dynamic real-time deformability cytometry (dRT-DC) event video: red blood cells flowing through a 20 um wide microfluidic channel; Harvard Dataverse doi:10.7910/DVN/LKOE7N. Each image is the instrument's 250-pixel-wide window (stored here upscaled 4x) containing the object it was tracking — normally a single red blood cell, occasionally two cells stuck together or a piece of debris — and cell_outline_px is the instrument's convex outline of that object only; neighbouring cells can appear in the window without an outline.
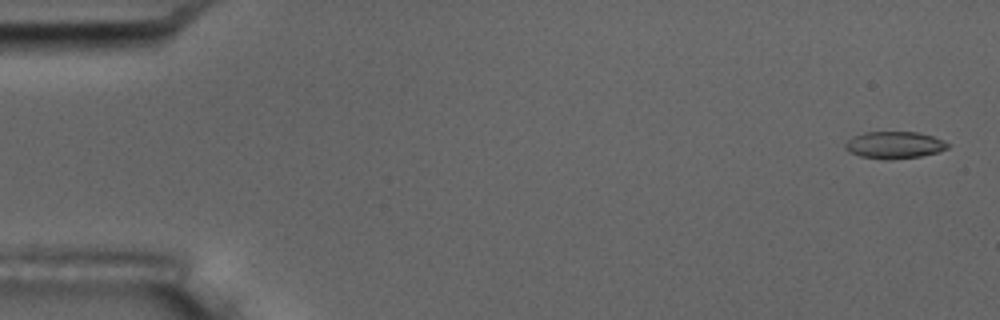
{"species": "common noctule bat (a hibernating species)", "species_latin": "Nyctalus noctula", "temperature_condition": "room temperature", "stored_images_in_passage": 6, "camera_frame_rate_fps": 3000, "um_per_image_px": 0.085, "animal": {"sex": "male", "body_mass_g": 17.5, "forearm_length_mm": 52.3}, "frame": {"image": 1, "passage_image": 1, "time_ms": 0.0, "image_size_px": [1000, 320], "cell_outline_px": [[948, 148], [936, 152], [920, 156], [892, 160], [888, 160], [860, 156], [848, 152], [844, 148], [844, 144], [852, 136], [864, 132], [916, 132], [932, 136], [944, 140], [948, 144]], "centroid_in_image_um": [75.97, 12.33], "position_along_channel_um": 9.0, "area_um2": 16.18}}
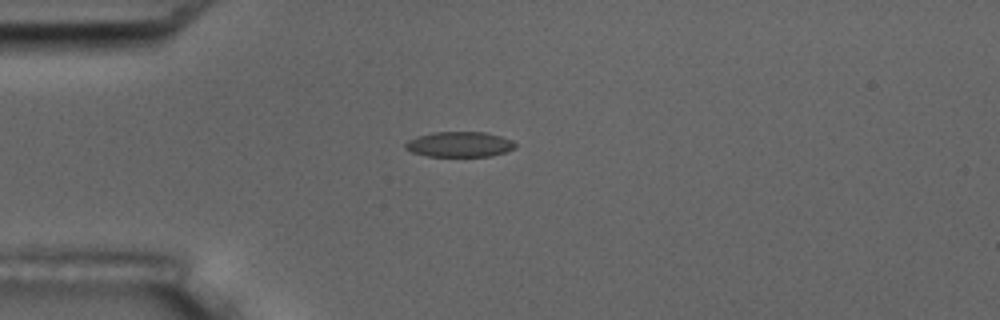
{"frame": {"image": 2, "passage_image": 5, "time_ms": 4.333, "image_size_px": [1000, 320], "cell_outline_px": [[516, 148], [492, 156], [428, 156], [412, 152], [404, 148], [404, 144], [408, 140], [416, 136], [432, 132], [484, 132], [500, 136], [512, 140], [516, 144]], "centroid_in_image_um": [39.04, 12.26], "position_along_channel_um": 46.0, "area_um2": 16.24}}
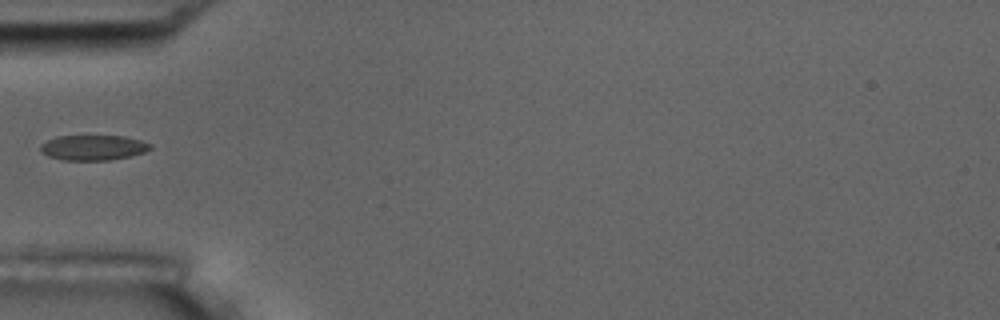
{"frame": {"image": 3, "passage_image": 6, "time_ms": 5.667, "image_size_px": [1000, 320], "cell_outline_px": [[152, 148], [144, 152], [128, 156], [108, 160], [60, 160], [48, 156], [40, 152], [40, 144], [56, 136], [124, 136], [140, 140], [152, 144]], "centroid_in_image_um": [7.89, 12.54], "position_along_channel_um": 77.1, "area_um2": 16.13}}